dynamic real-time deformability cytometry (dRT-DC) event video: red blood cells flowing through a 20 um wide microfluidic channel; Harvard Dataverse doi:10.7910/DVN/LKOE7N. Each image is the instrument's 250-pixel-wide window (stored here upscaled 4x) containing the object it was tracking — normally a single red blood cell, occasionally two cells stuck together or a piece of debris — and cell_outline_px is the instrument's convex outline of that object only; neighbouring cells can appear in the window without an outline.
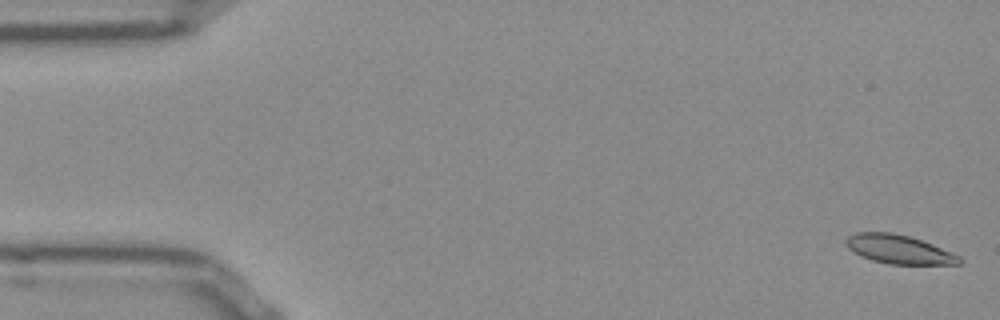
{"species": "Egyptian fruit bat (a non-hibernating species)", "species_latin": "Rousettus aegyptiacus", "temperature_condition": "room temperature", "stored_images_in_passage": 52, "camera_frame_rate_fps": 3000, "um_per_image_px": 0.085, "frame": {"image": 1, "passage_image": 1, "time_ms": 0.0, "image_size_px": [1000, 320], "cell_outline_px": [[964, 260], [960, 264], [888, 264], [872, 260], [860, 256], [848, 248], [844, 244], [844, 240], [848, 236], [856, 232], [892, 232], [908, 236], [932, 244], [960, 256]], "centroid_in_image_um": [76.37, 21.19], "position_along_channel_um": 8.6, "area_um2": 19.07}}
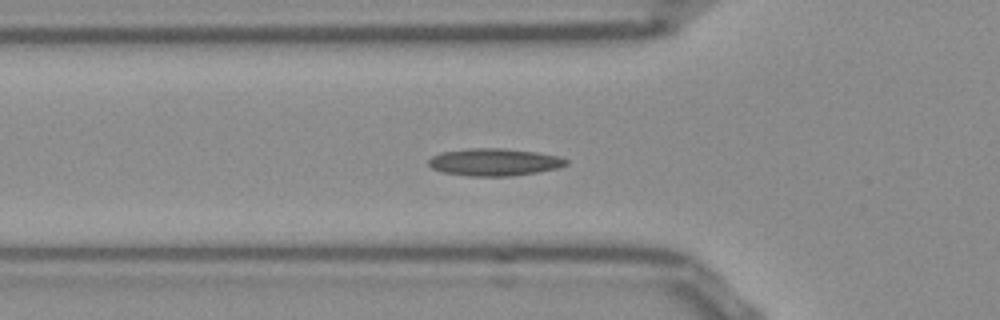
{"frame": {"image": 2, "passage_image": 17, "time_ms": 5.333, "image_size_px": [1000, 320], "cell_outline_px": [[568, 164], [560, 168], [536, 172], [508, 176], [468, 176], [444, 172], [432, 168], [428, 164], [428, 160], [432, 156], [444, 152], [472, 148], [504, 148], [536, 152], [556, 156], [568, 160]], "centroid_in_image_um": [42.03, 13.78], "position_along_channel_um": 83.8, "area_um2": 21.73}}
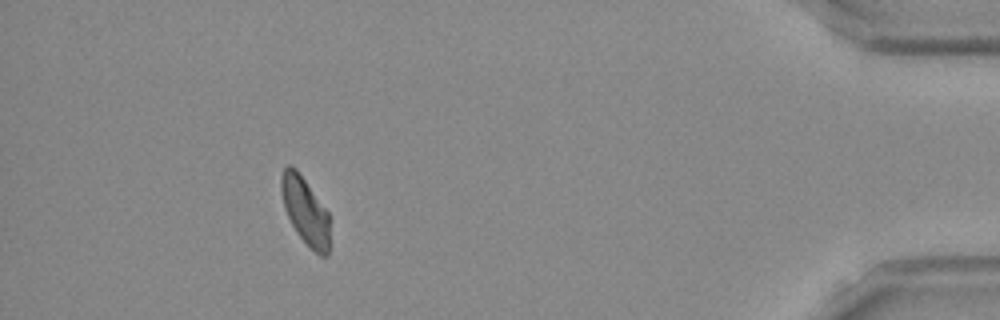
{"frame": {"image": 3, "passage_image": 47, "time_ms": 15.333, "image_size_px": [1000, 320], "cell_outline_px": [[328, 256], [320, 256], [296, 232], [284, 208], [280, 192], [280, 176], [284, 168], [288, 164], [292, 164], [296, 168], [328, 212]], "centroid_in_image_um": [25.9, 17.86], "position_along_channel_um": 409.3, "area_um2": 18.73}, "authors_computed_cell_mechanics": {"area_um2": 19.6809, "velocity_mm_per_s": 3.8589, "shape_relaxation_time_tau1_ms": null, "shape_relaxation_time_tau2_ms": 2.6401, "deformation_change_tau1": null, "deformation_change_tau2": 0.0904}}